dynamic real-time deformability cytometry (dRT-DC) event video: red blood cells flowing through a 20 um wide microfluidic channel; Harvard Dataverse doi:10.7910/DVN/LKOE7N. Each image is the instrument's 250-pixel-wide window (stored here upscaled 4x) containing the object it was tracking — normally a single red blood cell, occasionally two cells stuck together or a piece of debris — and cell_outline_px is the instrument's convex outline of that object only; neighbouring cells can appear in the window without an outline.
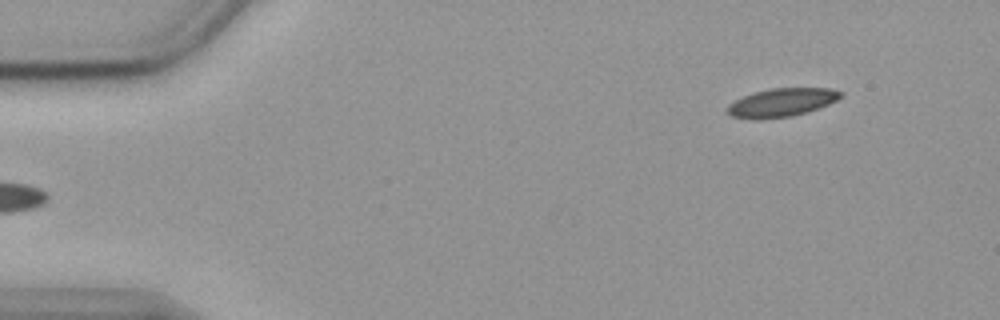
{"species": "common noctule bat (a hibernating species)", "species_latin": "Nyctalus noctula", "temperature_condition": "cold", "stored_images_in_passage": 51, "camera_frame_rate_fps": 3000, "um_per_image_px": 0.085, "animal": {"sex": "female", "body_mass_g": 19.9}, "frame": {"image": 1, "passage_image": 1, "time_ms": 0.0, "image_size_px": [1000, 320], "cell_outline_px": [[844, 96], [828, 104], [808, 112], [792, 116], [760, 120], [752, 120], [732, 116], [724, 108], [732, 100], [752, 92], [772, 88], [832, 88], [844, 92]], "centroid_in_image_um": [66.4, 8.71], "position_along_channel_um": 18.6, "area_um2": 19.25}}
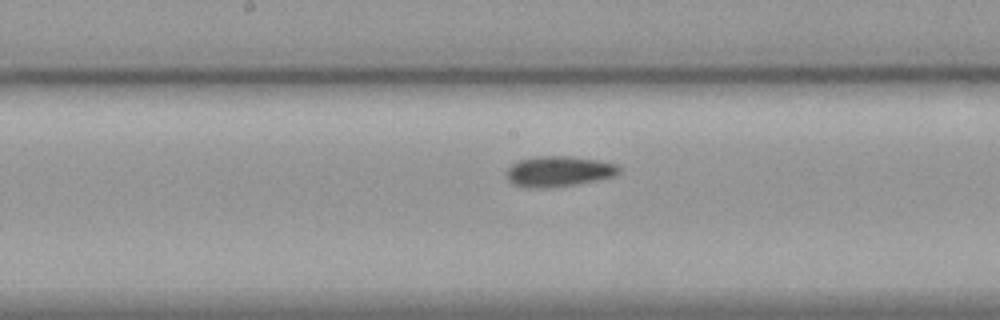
{"frame": {"image": 2, "passage_image": 24, "time_ms": 7.667, "image_size_px": [1000, 320], "cell_outline_px": [[620, 172], [612, 176], [596, 180], [576, 184], [552, 188], [524, 188], [512, 184], [504, 176], [504, 172], [512, 164], [520, 160], [536, 156], [568, 156], [596, 160], [616, 164], [620, 168]], "centroid_in_image_um": [47.41, 14.58], "position_along_channel_um": 200.8, "area_um2": 20.17}}
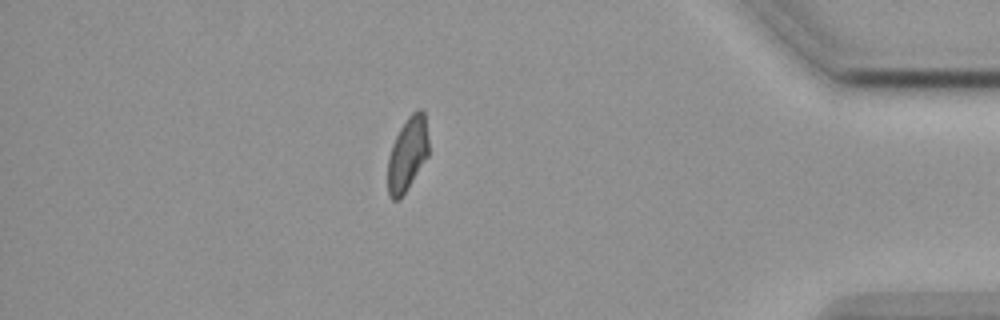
{"frame": {"image": 3, "passage_image": 44, "time_ms": 14.333, "image_size_px": [1000, 320], "cell_outline_px": [[428, 156], [400, 200], [392, 200], [388, 196], [388, 156], [392, 144], [400, 128], [408, 116], [416, 108], [420, 108], [424, 112], [428, 136]], "centroid_in_image_um": [34.63, 13.09], "position_along_channel_um": 400.6, "area_um2": 17.69}, "authors_computed_cell_mechanics": {"area_um2": 19.1318, "velocity_mm_per_s": 3.575, "shape_relaxation_time_tau1_ms": 3.8012, "shape_relaxation_time_tau2_ms": 4.1386, "deformation_change_tau1": 0.114, "deformation_change_tau2": 0.0964}}